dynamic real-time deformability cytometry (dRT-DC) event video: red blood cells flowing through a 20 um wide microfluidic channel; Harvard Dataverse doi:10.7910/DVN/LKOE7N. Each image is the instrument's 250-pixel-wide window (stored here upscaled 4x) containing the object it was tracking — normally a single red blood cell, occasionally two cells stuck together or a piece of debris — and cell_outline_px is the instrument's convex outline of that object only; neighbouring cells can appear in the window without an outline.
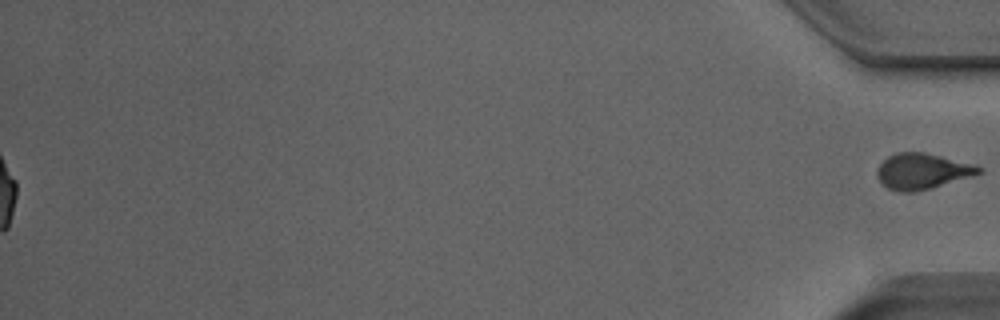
{"species": "Egyptian fruit bat (a non-hibernating species)", "species_latin": "Rousettus aegyptiacus", "temperature_condition": "room temperature", "stored_images_in_passage": 42, "segment_of_instrument_passage": [2, 2], "camera_frame_rate_fps": 3000, "um_per_image_px": 0.085, "animal": {"sex": "male"}, "frame": {"image": 1, "passage_image": 42, "time_ms": 13.667, "image_size_px": [1000, 320], "cell_outline_px": [[984, 172], [972, 176], [932, 188], [912, 192], [900, 192], [888, 188], [880, 184], [876, 176], [876, 168], [888, 156], [896, 152], [924, 152], [972, 164], [984, 168]], "centroid_in_image_um": [78.36, 14.56], "position_along_channel_um": 356.8, "area_um2": 21.33}}